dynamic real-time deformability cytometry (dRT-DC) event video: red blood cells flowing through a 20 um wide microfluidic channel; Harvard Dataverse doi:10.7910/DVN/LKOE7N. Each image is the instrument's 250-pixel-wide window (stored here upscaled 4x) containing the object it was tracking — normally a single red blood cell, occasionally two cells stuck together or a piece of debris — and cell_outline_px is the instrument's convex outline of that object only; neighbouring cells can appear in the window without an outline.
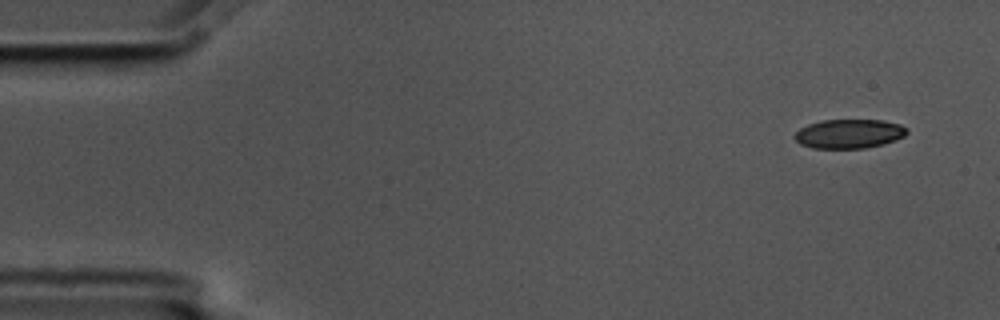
{"species": "common noctule bat (a hibernating species)", "species_latin": "Nyctalus noctula", "temperature_condition": "cold", "stored_images_in_passage": 8, "camera_frame_rate_fps": 3000, "um_per_image_px": 0.085, "animal": {"sex": "male", "body_mass_g": 17.5, "forearm_length_mm": 52.3}, "frame": {"image": 1, "passage_image": 1, "time_ms": 0.0, "image_size_px": [1000, 320], "cell_outline_px": [[908, 132], [904, 136], [896, 140], [884, 144], [864, 148], [812, 148], [800, 144], [792, 136], [800, 128], [808, 124], [820, 120], [884, 120], [900, 124], [908, 128]], "centroid_in_image_um": [72.18, 11.36], "position_along_channel_um": 12.8, "area_um2": 19.25}}
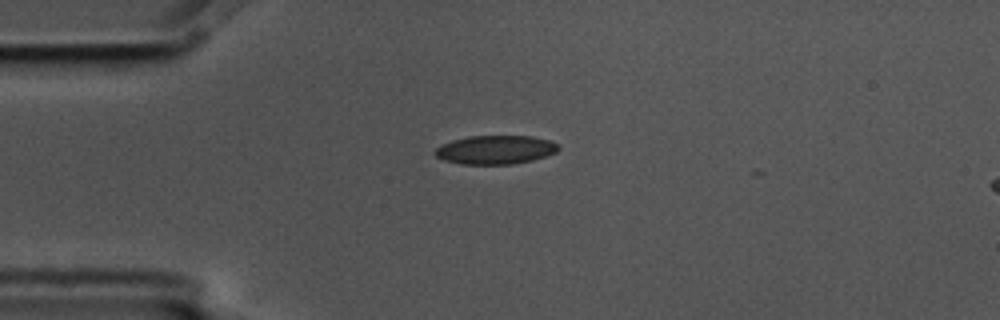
{"frame": {"image": 2, "passage_image": 4, "time_ms": 1.0, "image_size_px": [1000, 320], "cell_outline_px": [[560, 148], [556, 152], [532, 160], [512, 164], [460, 164], [444, 160], [436, 156], [432, 152], [440, 144], [452, 140], [468, 136], [532, 136], [552, 140]], "centroid_in_image_um": [42.08, 12.72], "position_along_channel_um": 42.9, "area_um2": 20.75}}